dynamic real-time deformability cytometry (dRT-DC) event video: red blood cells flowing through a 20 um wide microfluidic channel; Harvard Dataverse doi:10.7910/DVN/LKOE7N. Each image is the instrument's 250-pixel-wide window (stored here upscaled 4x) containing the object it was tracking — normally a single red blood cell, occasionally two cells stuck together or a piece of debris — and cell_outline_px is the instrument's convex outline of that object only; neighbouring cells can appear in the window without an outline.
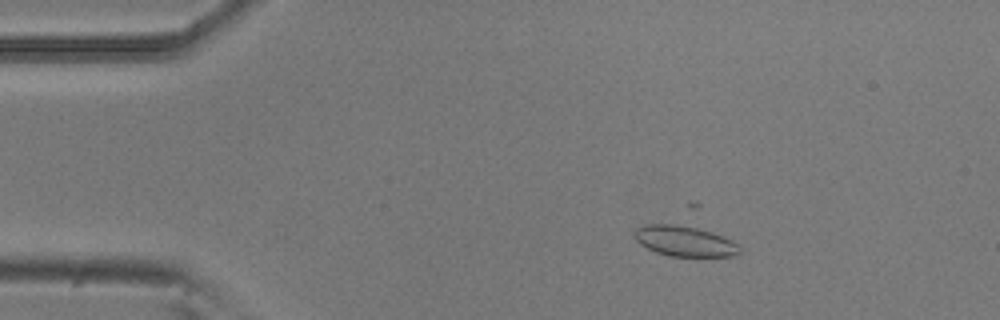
{"species": "common noctule bat (a hibernating species)", "species_latin": "Nyctalus noctula", "temperature_condition": "room temperature", "stored_images_in_passage": 52, "camera_frame_rate_fps": 3000, "um_per_image_px": 0.085, "animal": {"sex": "male", "body_mass_g": 20.5, "forearm_length_mm": 52.5}, "frame": {"image": 1, "passage_image": 6, "time_ms": 1.667, "image_size_px": [1000, 320], "cell_outline_px": [[740, 252], [732, 256], [668, 256], [656, 252], [640, 244], [636, 240], [632, 232], [636, 228], [644, 224], [676, 224], [696, 228], [724, 236], [732, 240], [740, 248]], "centroid_in_image_um": [58.14, 20.49], "position_along_channel_um": 26.9, "area_um2": 18.61}}
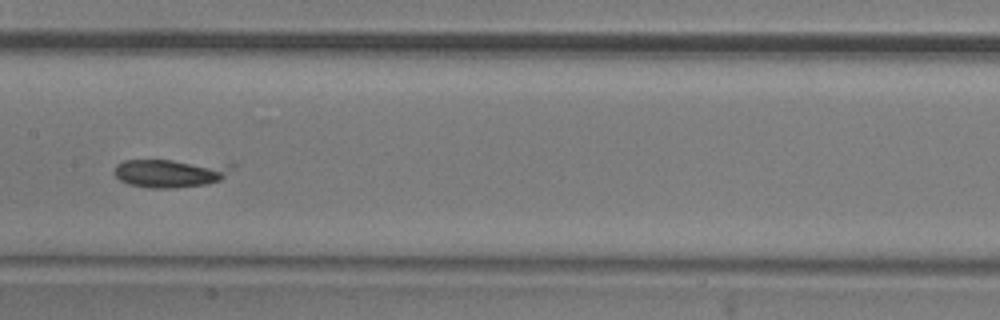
{"frame": {"image": 2, "passage_image": 24, "time_ms": 7.667, "image_size_px": [1000, 320], "cell_outline_px": [[236, 164], [220, 180], [208, 184], [172, 188], [148, 188], [128, 184], [120, 180], [112, 172], [116, 164], [124, 160], [232, 160]], "centroid_in_image_um": [14.59, 14.66], "position_along_channel_um": 192.8, "area_um2": 20.46}}
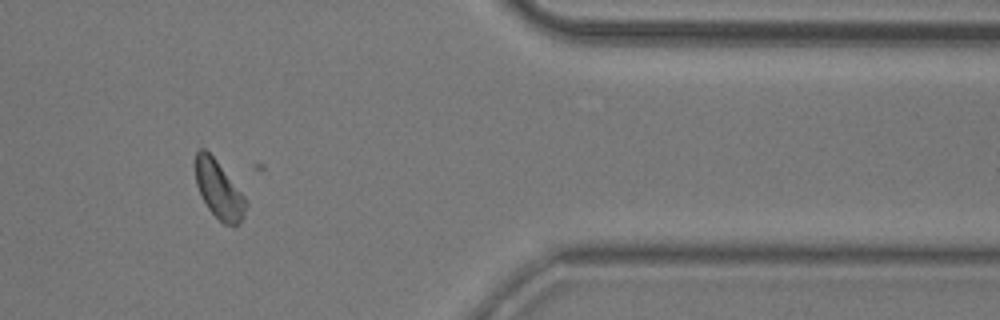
{"frame": {"image": 3, "passage_image": 42, "time_ms": 13.667, "image_size_px": [1000, 320], "cell_outline_px": [[248, 204], [244, 216], [236, 228], [232, 228], [224, 224], [208, 208], [196, 184], [192, 164], [196, 152], [200, 148], [204, 148], [216, 160], [244, 196]], "centroid_in_image_um": [18.58, 16.13], "position_along_channel_um": 392.8, "area_um2": 17.22}}